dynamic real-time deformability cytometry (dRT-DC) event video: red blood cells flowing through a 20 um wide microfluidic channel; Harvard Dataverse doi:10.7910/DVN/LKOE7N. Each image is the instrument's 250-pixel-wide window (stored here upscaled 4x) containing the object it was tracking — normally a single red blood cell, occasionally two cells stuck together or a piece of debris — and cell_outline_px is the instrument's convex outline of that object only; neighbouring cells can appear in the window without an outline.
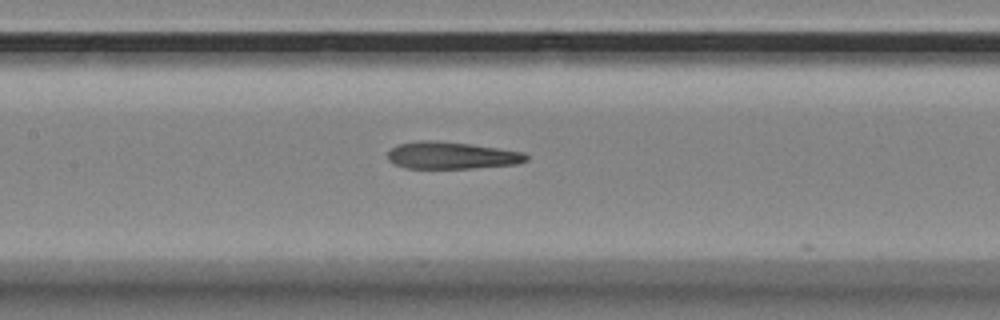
{"species": "Egyptian fruit bat (a non-hibernating species)", "species_latin": "Rousettus aegyptiacus", "temperature_condition": "room temperature", "stored_images_in_passage": 13, "camera_frame_rate_fps": 3000, "um_per_image_px": 0.085, "animal": {"sex": "female"}, "frame": {"image": 1, "passage_image": 9, "time_ms": 2.667, "image_size_px": [1000, 320], "cell_outline_px": [[528, 160], [516, 164], [472, 168], [404, 168], [388, 160], [388, 152], [392, 148], [400, 144], [416, 140], [436, 140], [472, 144], [524, 152], [528, 156]], "centroid_in_image_um": [38.39, 13.2], "position_along_channel_um": 169.0, "area_um2": 21.91}}
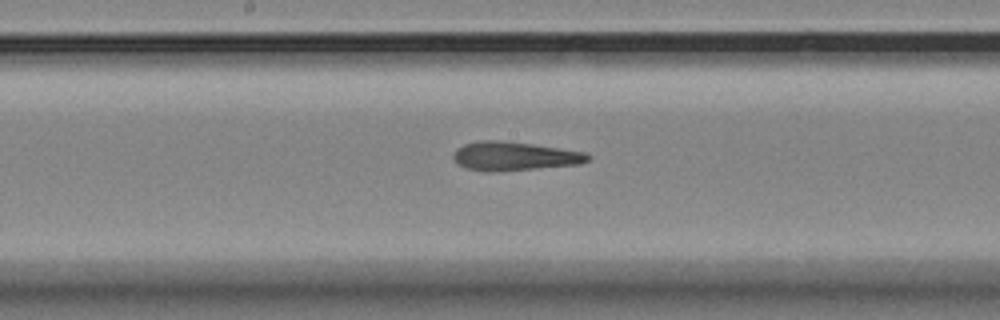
{"frame": {"image": 2, "passage_image": 12, "time_ms": 3.667, "image_size_px": [1000, 320], "cell_outline_px": [[592, 156], [588, 160], [580, 164], [496, 172], [484, 172], [464, 168], [452, 156], [452, 152], [456, 148], [464, 144], [480, 140], [500, 140], [532, 144], [560, 148], [584, 152]], "centroid_in_image_um": [43.68, 13.28], "position_along_channel_um": 204.5, "area_um2": 22.72}}